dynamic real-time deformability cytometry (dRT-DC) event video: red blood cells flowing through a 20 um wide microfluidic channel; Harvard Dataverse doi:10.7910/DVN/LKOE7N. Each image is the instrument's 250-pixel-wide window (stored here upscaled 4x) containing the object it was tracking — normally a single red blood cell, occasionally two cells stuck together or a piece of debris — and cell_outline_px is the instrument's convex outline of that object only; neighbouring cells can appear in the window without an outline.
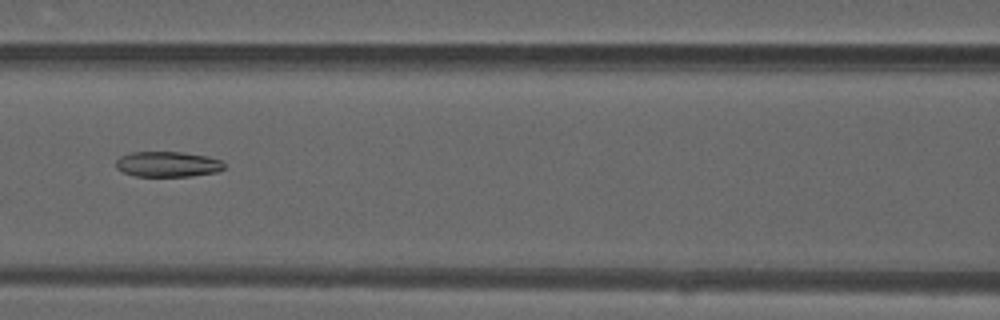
{"species": "common noctule bat (a hibernating species)", "species_latin": "Nyctalus noctula", "temperature_condition": "warm", "stored_images_in_passage": 43, "camera_frame_rate_fps": 3000, "um_per_image_px": 0.085, "animal": {"sex": "male", "forearm_length_mm": 52.5}, "frame": {"image": 1, "passage_image": 16, "time_ms": 5.0, "image_size_px": [1000, 320], "cell_outline_px": [[224, 168], [216, 172], [192, 176], [136, 176], [124, 172], [116, 168], [116, 160], [120, 156], [132, 152], [180, 152], [208, 156], [220, 160], [224, 164]], "centroid_in_image_um": [14.24, 13.95], "position_along_channel_um": 152.4, "area_um2": 15.95}}
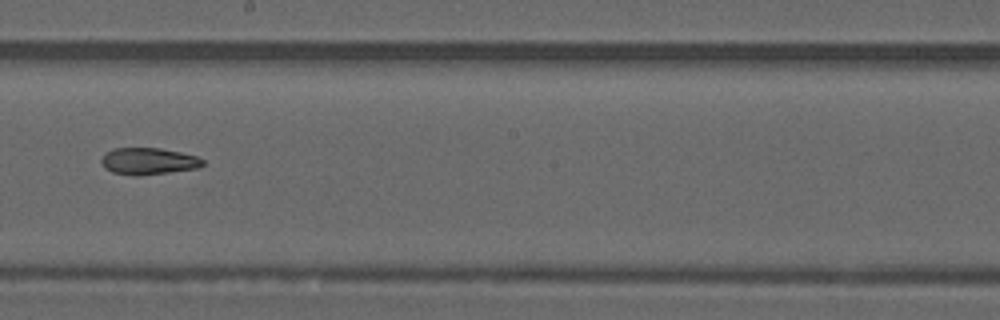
{"frame": {"image": 2, "passage_image": 22, "time_ms": 7.0, "image_size_px": [1000, 320], "cell_outline_px": [[204, 164], [196, 168], [168, 172], [136, 176], [112, 172], [104, 168], [100, 160], [112, 148], [160, 148], [180, 152], [196, 156], [204, 160]], "centroid_in_image_um": [12.6, 13.7], "position_along_channel_um": 235.6, "area_um2": 15.66}}
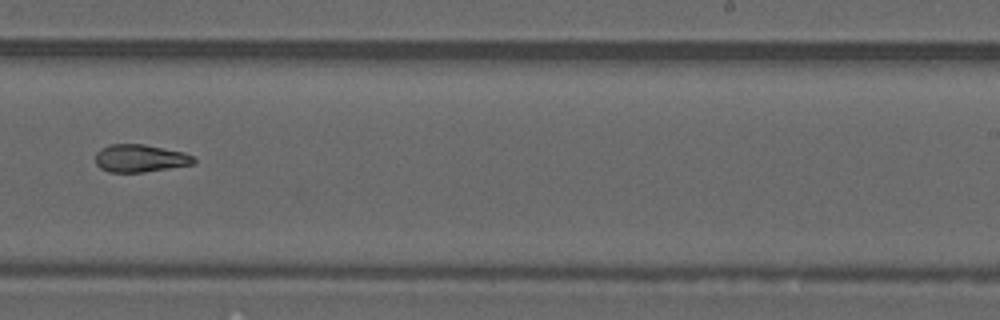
{"frame": {"image": 3, "passage_image": 25, "time_ms": 8.0, "image_size_px": [1000, 320], "cell_outline_px": [[196, 164], [144, 172], [108, 172], [100, 168], [96, 164], [96, 152], [100, 148], [112, 144], [144, 144], [184, 152], [192, 156], [196, 160]], "centroid_in_image_um": [11.92, 13.46], "position_along_channel_um": 277.1, "area_um2": 15.95}, "authors_computed_cell_mechanics": {"area_um2": 16.5886, "velocity_mm_per_s": 4.1746, "shape_relaxation_time_tau1_ms": null, "shape_relaxation_time_tau2_ms": 7.5825, "deformation_change_tau1": null, "deformation_change_tau2": 0.1745}}